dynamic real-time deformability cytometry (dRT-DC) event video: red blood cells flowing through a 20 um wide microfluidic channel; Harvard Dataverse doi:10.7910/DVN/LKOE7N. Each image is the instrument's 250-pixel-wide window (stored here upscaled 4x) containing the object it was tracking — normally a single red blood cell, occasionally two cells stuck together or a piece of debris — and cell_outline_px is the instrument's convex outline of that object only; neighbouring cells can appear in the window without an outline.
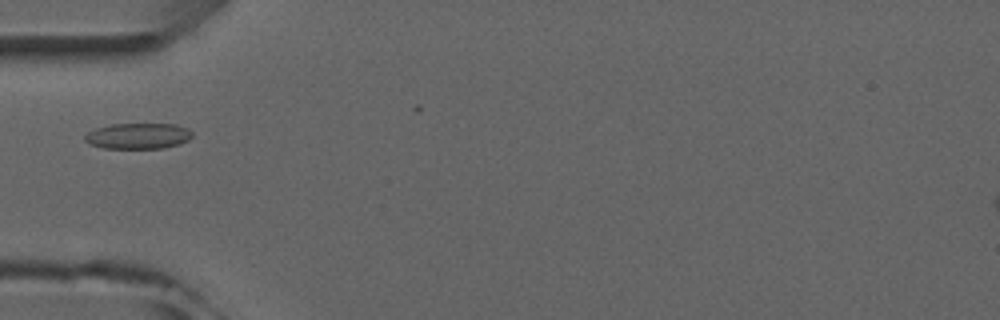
{"species": "common noctule bat (a hibernating species)", "species_latin": "Nyctalus noctula", "temperature_condition": "room temperature", "stored_images_in_passage": 7, "camera_frame_rate_fps": 3000, "um_per_image_px": 0.085, "animal": {"sex": "male", "forearm_length_mm": 52.5}, "frame": {"image": 1, "passage_image": 6, "time_ms": 5.667, "image_size_px": [1000, 320], "cell_outline_px": [[192, 136], [188, 140], [180, 144], [164, 148], [104, 148], [88, 144], [84, 140], [84, 136], [88, 132], [96, 128], [112, 124], [176, 124], [188, 128], [192, 132]], "centroid_in_image_um": [11.74, 11.56], "position_along_channel_um": 73.3, "area_um2": 16.24}}